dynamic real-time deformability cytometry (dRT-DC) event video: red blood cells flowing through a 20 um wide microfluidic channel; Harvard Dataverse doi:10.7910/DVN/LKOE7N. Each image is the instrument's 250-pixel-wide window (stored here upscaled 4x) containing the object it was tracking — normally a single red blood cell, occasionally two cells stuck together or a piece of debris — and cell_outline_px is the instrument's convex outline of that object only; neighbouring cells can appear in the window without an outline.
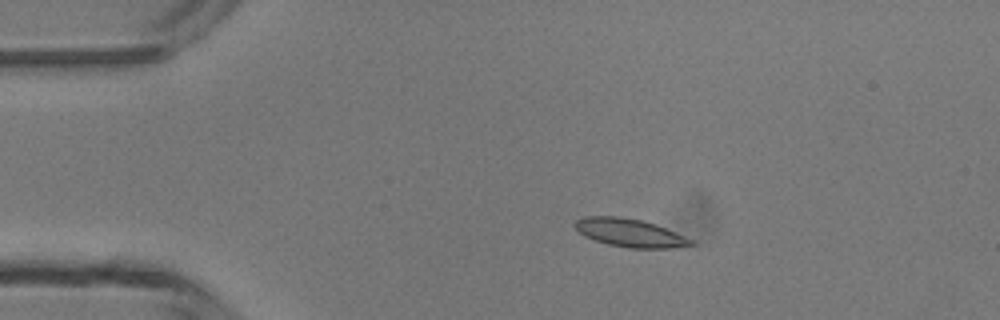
{"species": "common noctule bat (a hibernating species)", "species_latin": "Nyctalus noctula", "temperature_condition": "room temperature", "stored_images_in_passage": 4, "camera_frame_rate_fps": 3000, "um_per_image_px": 0.085, "animal": {"sex": "male", "body_mass_g": 13.3}, "frame": {"image": 1, "passage_image": 3, "time_ms": 3.0, "image_size_px": [1000, 320], "cell_outline_px": [[696, 244], [672, 248], [628, 248], [608, 244], [584, 236], [572, 224], [576, 220], [584, 216], [620, 216], [640, 220], [656, 224], [684, 236], [692, 240]], "centroid_in_image_um": [53.51, 19.78], "position_along_channel_um": 31.5, "area_um2": 18.96}}